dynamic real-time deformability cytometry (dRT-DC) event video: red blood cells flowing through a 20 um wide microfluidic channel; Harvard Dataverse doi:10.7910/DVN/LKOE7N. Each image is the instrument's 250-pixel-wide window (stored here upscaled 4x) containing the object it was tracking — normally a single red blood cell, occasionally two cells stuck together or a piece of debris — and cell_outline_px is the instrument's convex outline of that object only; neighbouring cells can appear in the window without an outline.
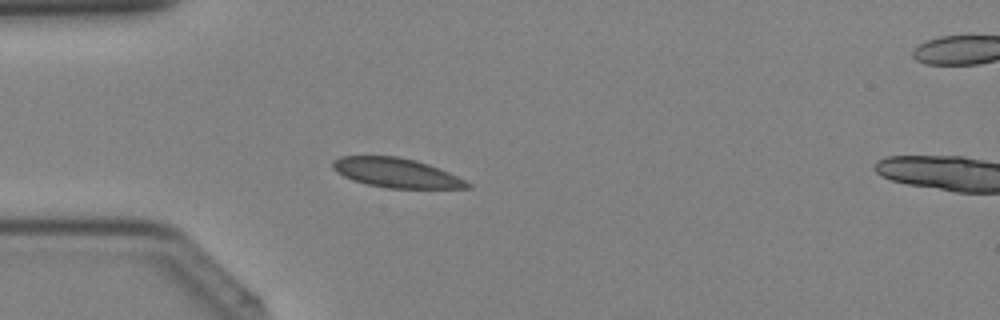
{"species": "Egyptian fruit bat (a non-hibernating species)", "species_latin": "Rousettus aegyptiacus", "temperature_condition": "cold", "stored_images_in_passage": 33, "segment_of_instrument_passage": [1, 2], "camera_frame_rate_fps": 3000, "um_per_image_px": 0.085, "animal": {"sex": "female"}, "frame": {"image": 1, "passage_image": 3, "time_ms": 0.667, "image_size_px": [1000, 320], "cell_outline_px": [[472, 188], [388, 188], [368, 184], [352, 180], [336, 172], [332, 168], [332, 160], [340, 156], [396, 156], [416, 160], [428, 164], [448, 172], [472, 184]], "centroid_in_image_um": [33.65, 14.68], "position_along_channel_um": 51.3, "area_um2": 23.0}}
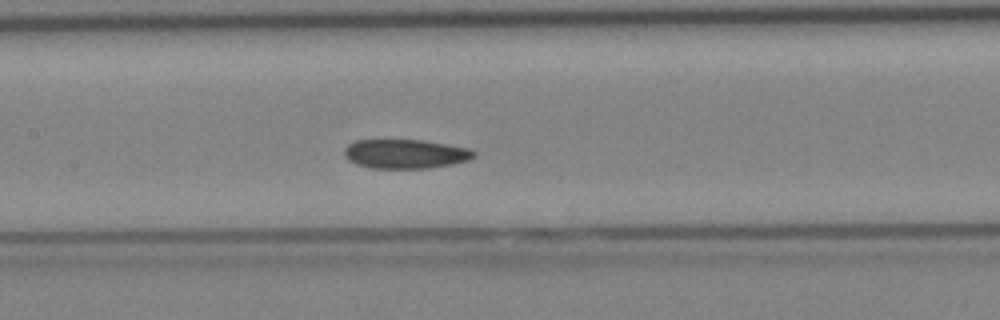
{"frame": {"image": 2, "passage_image": 11, "time_ms": 3.333, "image_size_px": [1000, 320], "cell_outline_px": [[476, 156], [468, 160], [452, 164], [428, 168], [368, 168], [356, 164], [348, 160], [344, 156], [344, 148], [348, 144], [356, 140], [420, 140], [468, 148], [476, 152]], "centroid_in_image_um": [34.42, 13.08], "position_along_channel_um": 173.0, "area_um2": 22.02}}
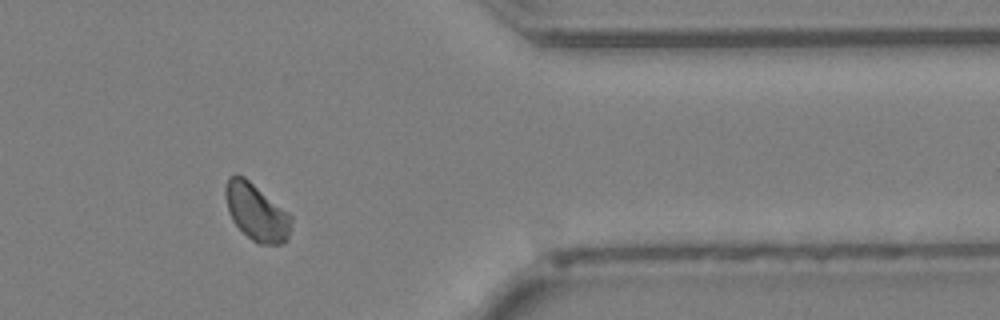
{"frame": {"image": 3, "passage_image": 25, "time_ms": 8.0, "image_size_px": [1000, 320], "cell_outline_px": [[292, 220], [288, 236], [280, 244], [260, 244], [252, 240], [232, 220], [228, 212], [224, 196], [224, 188], [228, 176], [236, 172], [244, 176], [288, 212], [292, 216]], "centroid_in_image_um": [21.75, 17.98], "position_along_channel_um": 389.6, "area_um2": 21.85}}